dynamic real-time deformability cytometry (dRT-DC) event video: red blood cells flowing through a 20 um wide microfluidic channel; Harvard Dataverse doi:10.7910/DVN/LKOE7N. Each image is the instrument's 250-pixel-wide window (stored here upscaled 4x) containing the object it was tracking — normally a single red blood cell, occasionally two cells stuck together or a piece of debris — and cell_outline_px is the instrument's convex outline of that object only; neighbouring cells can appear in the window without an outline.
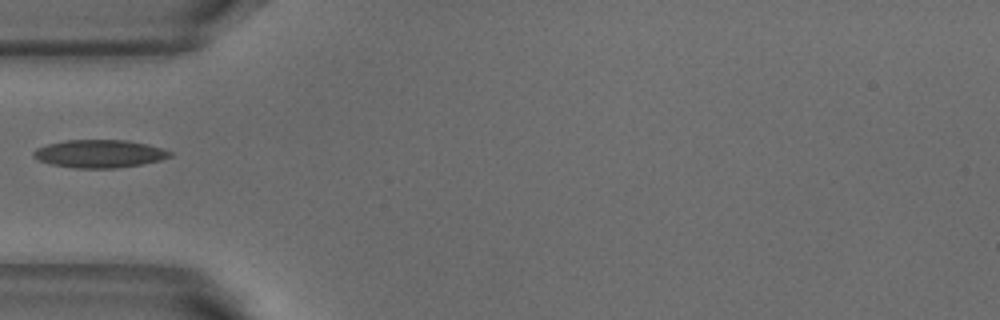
{"species": "common noctule bat (a hibernating species)", "species_latin": "Nyctalus noctula", "temperature_condition": "warm", "stored_images_in_passage": 1, "camera_frame_rate_fps": 3000, "um_per_image_px": 0.085, "animal": {"sex": "male", "body_mass_g": 18.8}, "frame": {"image": 1, "passage_image": 1, "time_ms": 0.0, "image_size_px": [1000, 320], "cell_outline_px": [[172, 156], [160, 160], [140, 164], [116, 168], [76, 168], [52, 164], [40, 160], [32, 156], [32, 152], [36, 148], [48, 144], [68, 140], [128, 140], [148, 144], [164, 148], [172, 152]], "centroid_in_image_um": [8.48, 13.06], "position_along_channel_um": 76.5, "area_um2": 22.14}}